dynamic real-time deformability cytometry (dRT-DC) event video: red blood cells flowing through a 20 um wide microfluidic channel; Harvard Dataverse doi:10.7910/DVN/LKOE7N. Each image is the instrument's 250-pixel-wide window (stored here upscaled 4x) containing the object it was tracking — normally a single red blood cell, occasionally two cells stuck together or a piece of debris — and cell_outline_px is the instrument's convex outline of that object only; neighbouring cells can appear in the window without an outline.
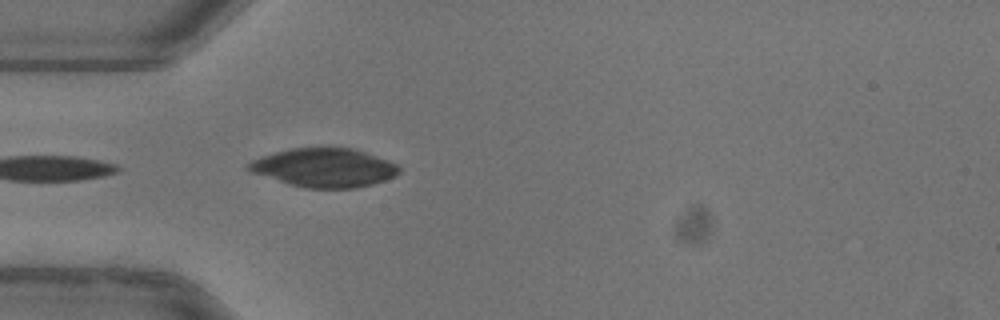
{"species": "common noctule bat (a hibernating species)", "species_latin": "Nyctalus noctula", "temperature_condition": "warm", "stored_images_in_passage": 5, "camera_frame_rate_fps": 3000, "um_per_image_px": 0.085, "animal": {"sex": "female"}, "frame": {"image": 1, "passage_image": 1, "time_ms": 0.0, "image_size_px": [1000, 320], "cell_outline_px": [[400, 172], [396, 176], [372, 184], [356, 188], [304, 188], [252, 172], [244, 168], [244, 164], [260, 156], [292, 148], [352, 148], [364, 152], [396, 164], [400, 168]], "centroid_in_image_um": [27.53, 14.26], "position_along_channel_um": 57.5, "area_um2": 33.7}}